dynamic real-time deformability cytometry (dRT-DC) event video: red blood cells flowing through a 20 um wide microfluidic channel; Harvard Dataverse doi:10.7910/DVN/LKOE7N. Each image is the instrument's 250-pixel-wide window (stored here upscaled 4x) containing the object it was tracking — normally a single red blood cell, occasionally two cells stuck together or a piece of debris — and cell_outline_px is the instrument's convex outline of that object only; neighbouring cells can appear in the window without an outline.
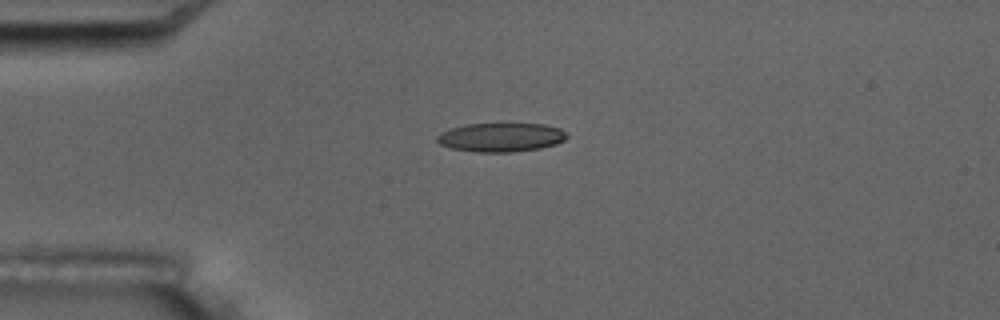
{"species": "common noctule bat (a hibernating species)", "species_latin": "Nyctalus noctula", "temperature_condition": "room temperature", "stored_images_in_passage": 3, "camera_frame_rate_fps": 3000, "um_per_image_px": 0.085, "animal": {"sex": "male", "body_mass_g": 17.5, "forearm_length_mm": 52.3}, "frame": {"image": 1, "passage_image": 3, "time_ms": 2.667, "image_size_px": [1000, 320], "cell_outline_px": [[568, 136], [564, 140], [556, 144], [540, 148], [512, 152], [476, 152], [452, 148], [440, 144], [436, 140], [436, 136], [440, 132], [452, 128], [468, 124], [496, 120], [544, 124], [560, 128]], "centroid_in_image_um": [42.58, 11.61], "position_along_channel_um": 42.4, "area_um2": 22.83}}